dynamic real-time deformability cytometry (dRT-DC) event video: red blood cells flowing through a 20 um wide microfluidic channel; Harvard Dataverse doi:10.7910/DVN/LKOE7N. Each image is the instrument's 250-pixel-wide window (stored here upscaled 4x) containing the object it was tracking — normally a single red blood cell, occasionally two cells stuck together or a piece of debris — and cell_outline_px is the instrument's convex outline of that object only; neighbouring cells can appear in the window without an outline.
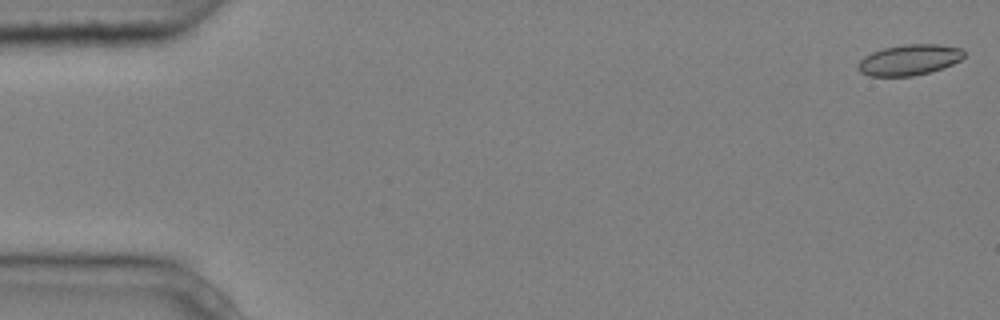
{"species": "common noctule bat (a hibernating species)", "species_latin": "Nyctalus noctula", "temperature_condition": "cold", "stored_images_in_passage": 3, "camera_frame_rate_fps": 3000, "um_per_image_px": 0.085, "animal": {"sex": "male", "body_mass_g": 20.4}, "frame": {"image": 1, "passage_image": 1, "time_ms": 0.0, "image_size_px": [1000, 320], "cell_outline_px": [[964, 56], [960, 60], [952, 64], [928, 72], [912, 76], [868, 76], [860, 72], [856, 68], [856, 64], [864, 56], [872, 52], [884, 48], [904, 44], [940, 44], [960, 48], [964, 52]], "centroid_in_image_um": [77.24, 5.08], "position_along_channel_um": 7.8, "area_um2": 18.96}}